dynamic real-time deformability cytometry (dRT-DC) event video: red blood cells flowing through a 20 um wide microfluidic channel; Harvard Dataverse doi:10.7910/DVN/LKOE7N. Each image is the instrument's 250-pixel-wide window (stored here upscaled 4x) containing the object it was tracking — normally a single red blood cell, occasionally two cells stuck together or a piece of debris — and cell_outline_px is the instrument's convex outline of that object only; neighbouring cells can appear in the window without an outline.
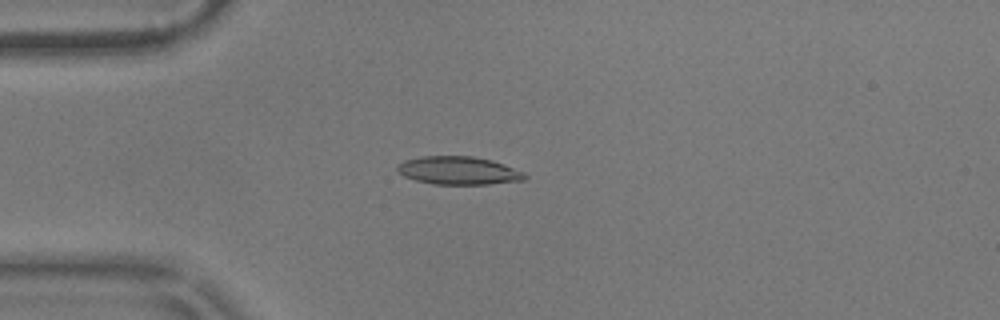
{"species": "common noctule bat (a hibernating species)", "species_latin": "Nyctalus noctula", "temperature_condition": "warm", "stored_images_in_passage": 56, "camera_frame_rate_fps": 3000, "um_per_image_px": 0.085, "animal": {"sex": "male", "body_mass_g": 17.9}, "frame": {"image": 1, "passage_image": 15, "time_ms": 4.667, "image_size_px": [1000, 320], "cell_outline_px": [[528, 176], [524, 180], [488, 184], [432, 184], [416, 180], [404, 176], [396, 172], [396, 164], [404, 160], [424, 156], [472, 156], [492, 160], [504, 164], [524, 172]], "centroid_in_image_um": [38.95, 14.49], "position_along_channel_um": 46.1, "area_um2": 20.98}}
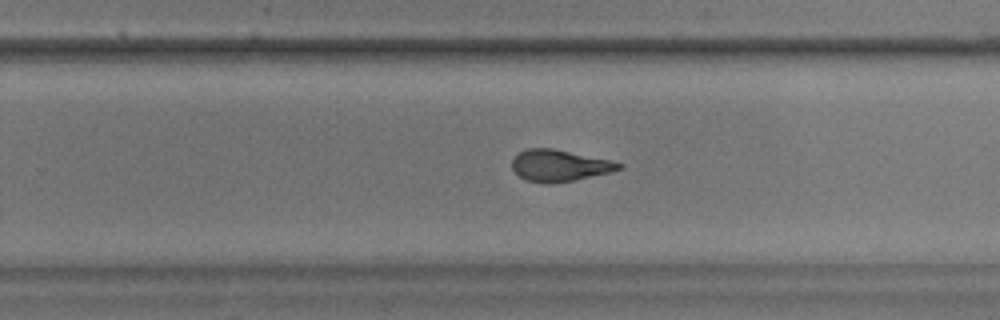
{"frame": {"image": 2, "passage_image": 36, "time_ms": 11.667, "image_size_px": [1000, 320], "cell_outline_px": [[624, 164], [620, 168], [608, 172], [572, 180], [548, 184], [528, 180], [520, 176], [512, 168], [512, 160], [520, 152], [528, 148], [552, 148], [608, 160]], "centroid_in_image_um": [47.5, 14.06], "position_along_channel_um": 282.3, "area_um2": 19.02}}
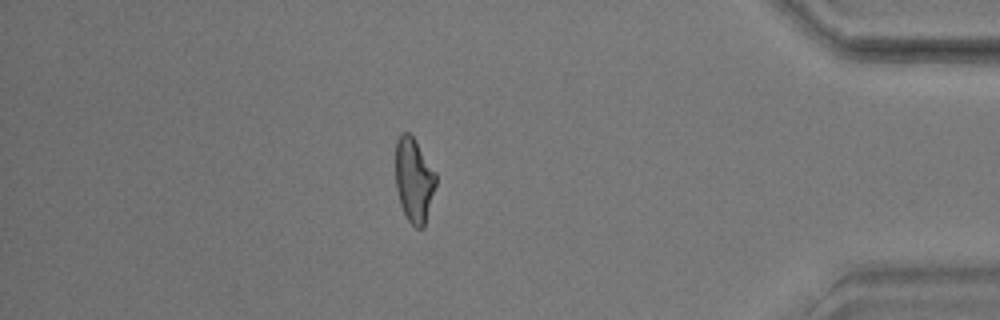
{"frame": {"image": 3, "passage_image": 49, "time_ms": 16.0, "image_size_px": [1000, 320], "cell_outline_px": [[436, 184], [424, 228], [416, 228], [408, 220], [400, 204], [396, 188], [396, 140], [400, 132], [408, 132], [412, 136], [436, 172]], "centroid_in_image_um": [35.18, 15.3], "position_along_channel_um": 400.0, "area_um2": 19.77}, "authors_computed_cell_mechanics": {"area_um2": 20.1433, "velocity_mm_per_s": 3.6017, "shape_relaxation_time_tau1_ms": 9.2503, "shape_relaxation_time_tau2_ms": 1.9374, "deformation_change_tau1": 0.2228, "deformation_change_tau2": 0.0961}}